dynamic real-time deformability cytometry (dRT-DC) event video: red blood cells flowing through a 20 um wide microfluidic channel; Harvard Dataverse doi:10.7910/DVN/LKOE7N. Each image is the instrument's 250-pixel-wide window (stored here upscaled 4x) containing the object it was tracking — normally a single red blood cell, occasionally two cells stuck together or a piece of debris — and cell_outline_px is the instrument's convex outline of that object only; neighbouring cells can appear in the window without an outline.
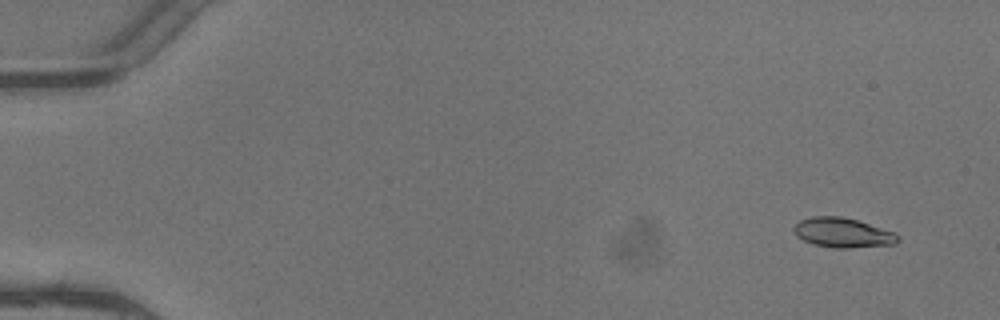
{"species": "common noctule bat (a hibernating species)", "species_latin": "Nyctalus noctula", "temperature_condition": "warm", "stored_images_in_passage": 4, "camera_frame_rate_fps": 3000, "um_per_image_px": 0.085, "animal": {"sex": "female"}, "frame": {"image": 1, "passage_image": 1, "time_ms": 0.0, "image_size_px": [1000, 320], "cell_outline_px": [[900, 240], [896, 244], [848, 248], [836, 248], [812, 244], [796, 236], [792, 228], [800, 220], [812, 216], [840, 216], [856, 220], [896, 232], [900, 236]], "centroid_in_image_um": [71.65, 19.78], "position_along_channel_um": 13.3, "area_um2": 18.09}}
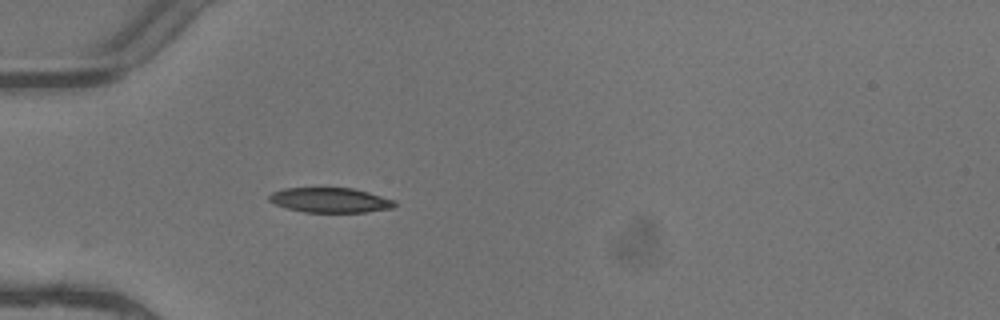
{"frame": {"image": 2, "passage_image": 4, "time_ms": 1.0, "image_size_px": [1000, 320], "cell_outline_px": [[396, 204], [392, 208], [364, 212], [304, 212], [288, 208], [276, 204], [268, 200], [268, 196], [272, 192], [284, 188], [352, 188], [368, 192], [396, 200]], "centroid_in_image_um": [28.07, 17.01], "position_along_channel_um": 56.9, "area_um2": 18.09}}